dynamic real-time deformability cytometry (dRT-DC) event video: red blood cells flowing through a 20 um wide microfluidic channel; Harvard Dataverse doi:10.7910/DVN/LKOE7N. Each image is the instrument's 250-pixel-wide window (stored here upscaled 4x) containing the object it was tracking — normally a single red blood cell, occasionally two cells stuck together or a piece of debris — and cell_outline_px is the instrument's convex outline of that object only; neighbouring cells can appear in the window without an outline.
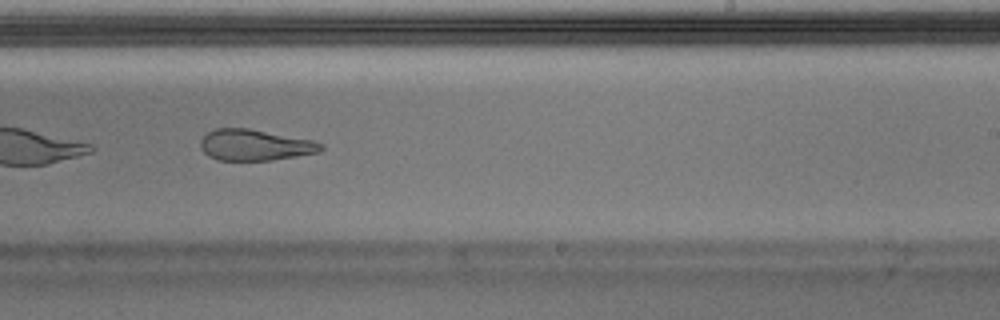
{"species": "Egyptian fruit bat (a non-hibernating species)", "species_latin": "Rousettus aegyptiacus", "temperature_condition": "warm", "stored_images_in_passage": 36, "camera_frame_rate_fps": 3000, "um_per_image_px": 0.085, "animal": {"sex": "male"}, "frame": {"image": 1, "passage_image": 21, "time_ms": 6.667, "image_size_px": [1000, 320], "cell_outline_px": [[324, 148], [316, 152], [296, 156], [272, 160], [216, 160], [208, 156], [200, 148], [200, 140], [212, 128], [248, 128], [316, 140], [324, 144]], "centroid_in_image_um": [21.66, 12.31], "position_along_channel_um": 267.3, "area_um2": 22.02}, "authors_computed_cell_mechanics": {"area_um2": 24.1604, "velocity_mm_per_s": 4.0458, "shape_relaxation_time_tau1_ms": null, "shape_relaxation_time_tau2_ms": 2.5375, "deformation_change_tau1": null, "deformation_change_tau2": 0.1129}}